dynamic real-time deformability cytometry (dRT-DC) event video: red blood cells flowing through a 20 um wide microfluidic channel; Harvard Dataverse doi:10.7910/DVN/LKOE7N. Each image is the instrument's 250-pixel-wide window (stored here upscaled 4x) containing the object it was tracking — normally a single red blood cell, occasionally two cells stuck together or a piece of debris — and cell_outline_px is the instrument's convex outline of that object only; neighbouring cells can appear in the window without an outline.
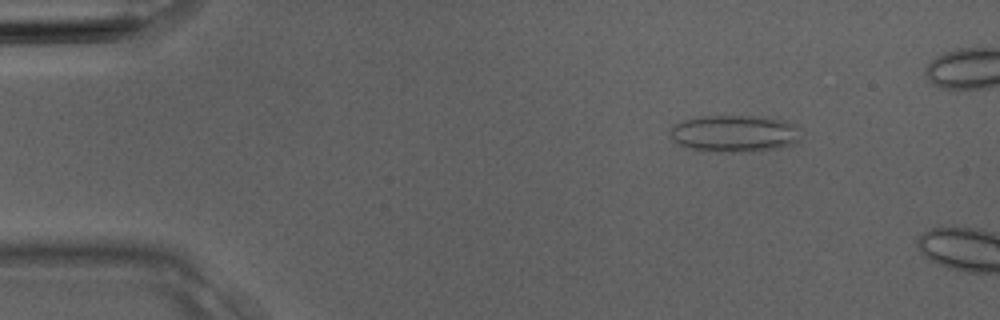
{"species": "Egyptian fruit bat (a non-hibernating species)", "species_latin": "Rousettus aegyptiacus", "temperature_condition": "room temperature", "stored_images_in_passage": 2, "camera_frame_rate_fps": 3000, "um_per_image_px": 0.085, "animal": {"sex": "male"}, "frame": {"image": 1, "passage_image": 1, "time_ms": 0.0, "image_size_px": [1000, 320], "cell_outline_px": [[796, 140], [780, 148], [752, 152], [716, 152], [692, 148], [680, 144], [672, 140], [668, 136], [668, 132], [672, 124], [696, 116], [752, 116], [784, 120], [796, 124]], "centroid_in_image_um": [62.32, 11.35], "position_along_channel_um": 22.7, "area_um2": 28.09}}